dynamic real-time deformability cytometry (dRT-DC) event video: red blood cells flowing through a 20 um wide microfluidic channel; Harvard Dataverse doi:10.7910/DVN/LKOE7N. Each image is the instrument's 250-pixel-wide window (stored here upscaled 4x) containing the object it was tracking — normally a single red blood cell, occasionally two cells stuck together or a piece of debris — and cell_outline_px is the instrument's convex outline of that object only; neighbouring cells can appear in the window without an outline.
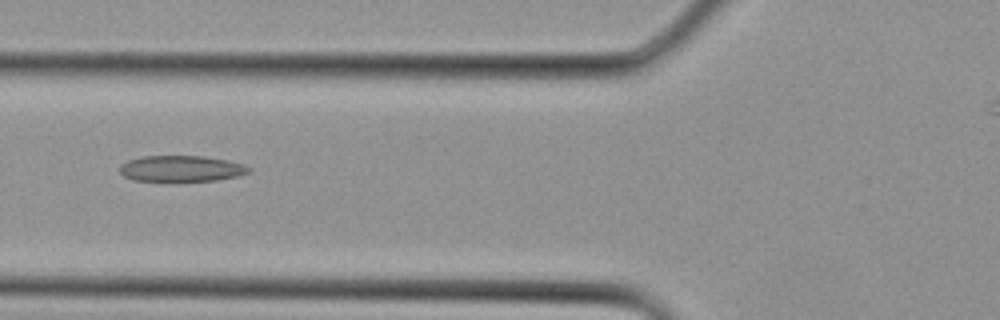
{"species": "Egyptian fruit bat (a non-hibernating species)", "species_latin": "Rousettus aegyptiacus", "temperature_condition": "cold", "stored_images_in_passage": 4, "camera_frame_rate_fps": 3000, "um_per_image_px": 0.085, "animal": {"sex": "female"}, "frame": {"image": 1, "passage_image": 4, "time_ms": 1.0, "image_size_px": [1000, 320], "cell_outline_px": [[252, 168], [248, 172], [240, 176], [216, 180], [132, 180], [124, 176], [120, 172], [120, 164], [128, 160], [140, 156], [204, 156], [228, 160], [244, 164]], "centroid_in_image_um": [15.42, 14.31], "position_along_channel_um": 110.4, "area_um2": 19.48}}